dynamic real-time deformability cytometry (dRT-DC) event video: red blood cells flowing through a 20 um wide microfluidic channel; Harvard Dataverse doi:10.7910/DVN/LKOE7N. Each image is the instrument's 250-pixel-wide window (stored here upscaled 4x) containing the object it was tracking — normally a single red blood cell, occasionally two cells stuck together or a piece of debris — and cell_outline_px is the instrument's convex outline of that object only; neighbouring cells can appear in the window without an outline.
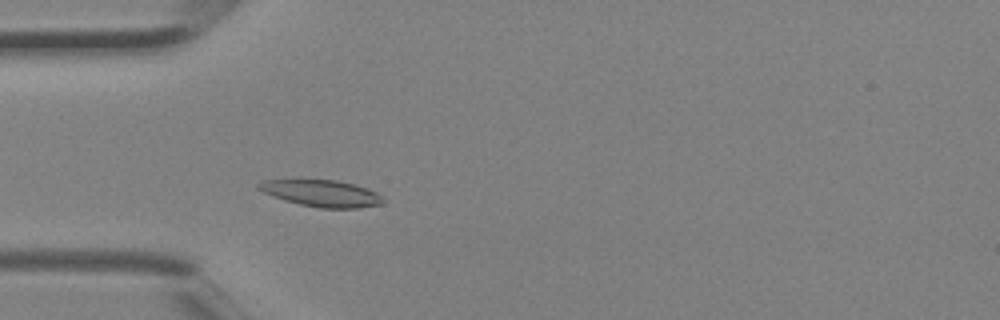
{"species": "Egyptian fruit bat (a non-hibernating species)", "species_latin": "Rousettus aegyptiacus", "temperature_condition": "room temperature", "stored_images_in_passage": 3, "camera_frame_rate_fps": 3000, "um_per_image_px": 0.085, "animal": {"sex": "female"}, "frame": {"image": 1, "passage_image": 3, "time_ms": 0.667, "image_size_px": [1000, 320], "cell_outline_px": [[384, 200], [380, 204], [360, 208], [320, 208], [300, 204], [284, 200], [272, 196], [256, 188], [256, 184], [264, 180], [336, 180], [368, 188], [376, 192]], "centroid_in_image_um": [27.31, 16.43], "position_along_channel_um": 57.7, "area_um2": 19.19}}